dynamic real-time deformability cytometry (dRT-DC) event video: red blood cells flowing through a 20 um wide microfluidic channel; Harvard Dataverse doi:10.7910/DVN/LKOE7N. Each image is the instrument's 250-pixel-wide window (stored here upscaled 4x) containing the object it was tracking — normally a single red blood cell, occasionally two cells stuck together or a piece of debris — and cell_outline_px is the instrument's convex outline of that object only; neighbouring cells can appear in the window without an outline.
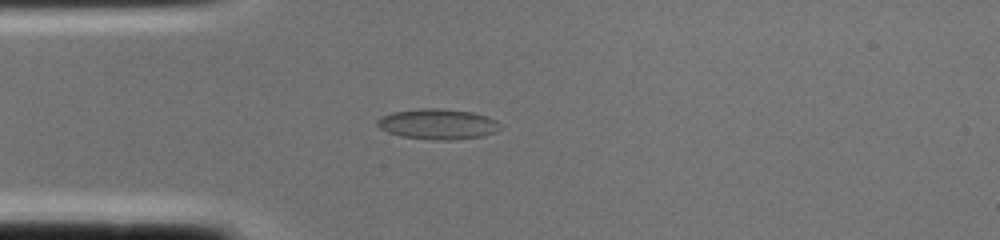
{"species": "common noctule bat (a hibernating species)", "species_latin": "Nyctalus noctula", "temperature_condition": "cold", "stored_images_in_passage": 1, "camera_frame_rate_fps": 3000, "um_per_image_px": 0.085, "animal": {"sex": "female", "body_mass_g": 22.0, "forearm_length_mm": 56.7}, "frame": {"image": 1, "passage_image": 1, "time_ms": 0.0, "image_size_px": [1000, 240], "cell_outline_px": [[500, 128], [496, 132], [484, 136], [452, 140], [432, 140], [400, 136], [388, 132], [380, 128], [376, 124], [376, 120], [380, 116], [392, 112], [420, 108], [440, 108], [472, 112], [488, 116], [496, 120], [500, 124]], "centroid_in_image_um": [37.21, 10.55], "position_along_channel_um": 47.8, "area_um2": 22.08}}